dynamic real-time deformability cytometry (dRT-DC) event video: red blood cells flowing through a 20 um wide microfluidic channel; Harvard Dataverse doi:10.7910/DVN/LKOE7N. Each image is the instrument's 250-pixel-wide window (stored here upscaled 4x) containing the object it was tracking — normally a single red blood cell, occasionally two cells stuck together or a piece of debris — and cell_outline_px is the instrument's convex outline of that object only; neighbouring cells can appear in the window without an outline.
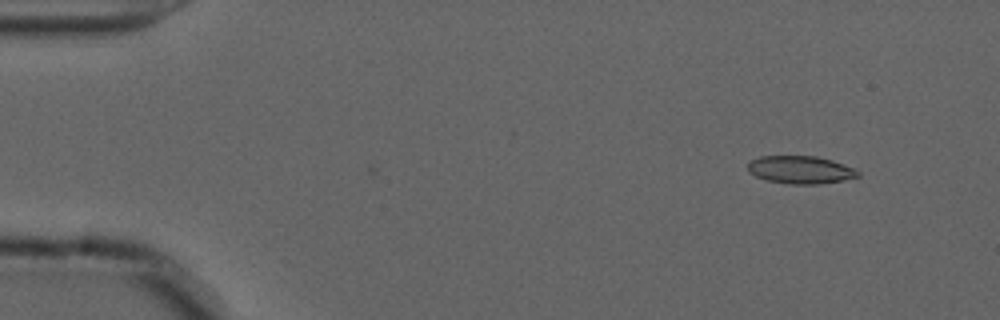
{"species": "common noctule bat (a hibernating species)", "species_latin": "Nyctalus noctula", "temperature_condition": "cold", "stored_images_in_passage": 45, "camera_frame_rate_fps": 3000, "um_per_image_px": 0.085, "animal": {"sex": "male", "forearm_length_mm": 52.5}, "frame": {"image": 1, "passage_image": 1, "time_ms": 0.0, "image_size_px": [1000, 320], "cell_outline_px": [[860, 176], [844, 180], [820, 184], [792, 184], [768, 180], [756, 176], [748, 172], [748, 164], [752, 160], [760, 156], [816, 156], [832, 160], [856, 168], [860, 172]], "centroid_in_image_um": [68.09, 14.43], "position_along_channel_um": 16.9, "area_um2": 17.86}}
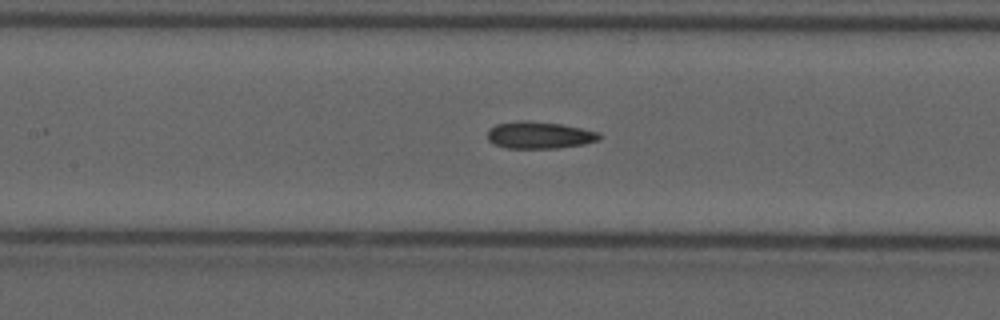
{"frame": {"image": 2, "passage_image": 21, "time_ms": 6.667, "image_size_px": [1000, 320], "cell_outline_px": [[600, 140], [584, 144], [556, 148], [504, 148], [492, 144], [488, 140], [488, 128], [496, 124], [520, 120], [528, 120], [560, 124], [600, 132]], "centroid_in_image_um": [45.81, 11.48], "position_along_channel_um": 161.6, "area_um2": 17.74}}
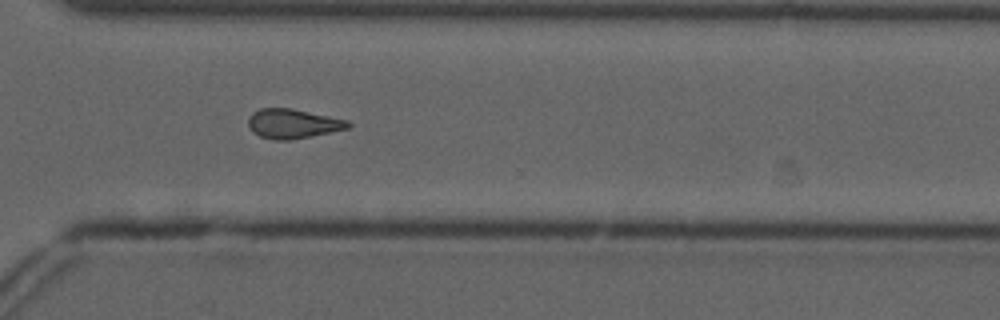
{"frame": {"image": 3, "passage_image": 36, "time_ms": 11.667, "image_size_px": [1000, 320], "cell_outline_px": [[352, 124], [348, 128], [292, 140], [272, 140], [260, 136], [252, 132], [248, 128], [248, 116], [252, 112], [260, 108], [292, 108], [348, 120]], "centroid_in_image_um": [24.85, 10.51], "position_along_channel_um": 345.8, "area_um2": 17.28}, "authors_computed_cell_mechanics": {"area_um2": 17.2244, "velocity_mm_per_s": 3.6906, "shape_relaxation_time_tau1_ms": null, "shape_relaxation_time_tau2_ms": 5.0917, "deformation_change_tau1": null, "deformation_change_tau2": 0.1451}}